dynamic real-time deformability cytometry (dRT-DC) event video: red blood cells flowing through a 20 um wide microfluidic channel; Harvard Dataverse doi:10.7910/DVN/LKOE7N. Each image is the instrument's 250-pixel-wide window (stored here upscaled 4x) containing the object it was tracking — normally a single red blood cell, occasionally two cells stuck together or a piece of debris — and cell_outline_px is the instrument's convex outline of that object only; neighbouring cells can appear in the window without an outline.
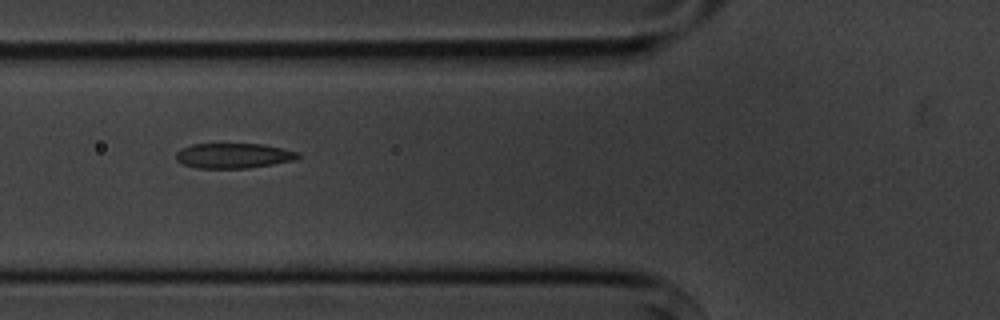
{"species": "common noctule bat (a hibernating species)", "species_latin": "Nyctalus noctula", "temperature_condition": "cold", "stored_images_in_passage": 11, "camera_frame_rate_fps": 3000, "um_per_image_px": 0.085, "animal": {"sex": "male", "body_mass_g": 20.1, "forearm_length_mm": 53.5}, "frame": {"image": 1, "passage_image": 2, "time_ms": 1.333, "image_size_px": [1000, 320], "cell_outline_px": [[300, 156], [296, 160], [248, 168], [196, 168], [184, 164], [176, 160], [176, 152], [180, 148], [192, 144], [264, 144], [300, 152]], "centroid_in_image_um": [19.86, 13.23], "position_along_channel_um": 105.9, "area_um2": 17.92}}
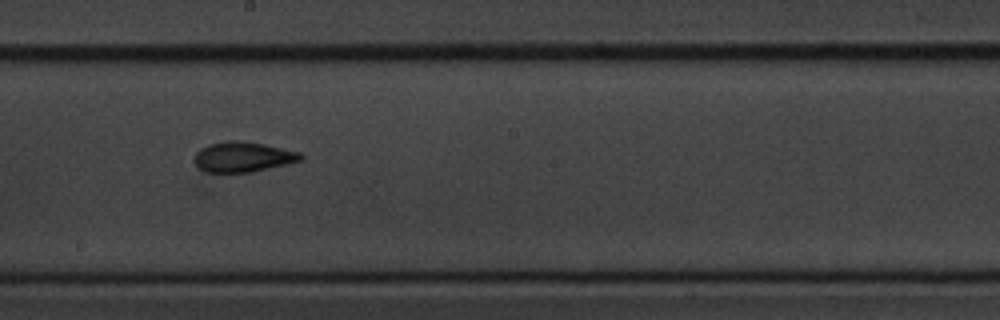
{"frame": {"image": 2, "passage_image": 5, "time_ms": 4.667, "image_size_px": [1000, 320], "cell_outline_px": [[304, 160], [288, 164], [252, 172], [208, 172], [200, 168], [192, 160], [196, 152], [200, 148], [208, 144], [224, 140], [236, 140], [264, 144], [300, 152], [304, 156]], "centroid_in_image_um": [20.66, 13.33], "position_along_channel_um": 227.5, "area_um2": 18.9}}
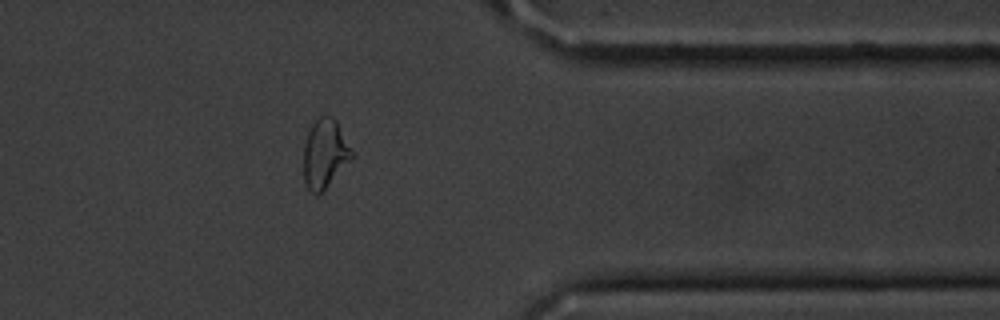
{"frame": {"image": 3, "passage_image": 9, "time_ms": 9.333, "image_size_px": [1000, 320], "cell_outline_px": [[356, 156], [316, 196], [308, 188], [304, 180], [304, 144], [308, 132], [312, 124], [320, 116], [332, 116], [336, 120], [352, 148]], "centroid_in_image_um": [27.64, 13.04], "position_along_channel_um": 383.8, "area_um2": 19.31}, "authors_computed_cell_mechanics": {"area_um2": 18.8428, "velocity_mm_per_s": 3.6289, "shape_relaxation_time_tau1_ms": 2.3484, "shape_relaxation_time_tau2_ms": 2.9522, "deformation_change_tau1": 0.1102, "deformation_change_tau2": 0.0771}}